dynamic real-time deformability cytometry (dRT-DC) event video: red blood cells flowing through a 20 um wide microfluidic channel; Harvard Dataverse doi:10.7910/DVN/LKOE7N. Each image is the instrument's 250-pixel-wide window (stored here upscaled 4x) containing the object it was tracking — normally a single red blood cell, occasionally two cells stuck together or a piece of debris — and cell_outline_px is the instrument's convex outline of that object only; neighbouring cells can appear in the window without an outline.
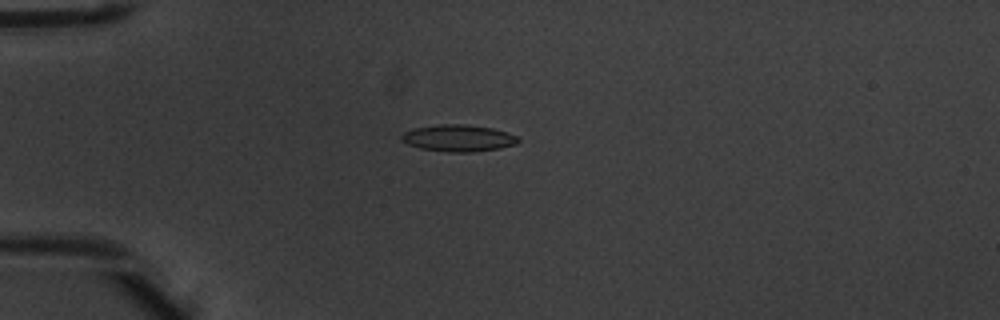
{"species": "common noctule bat (a hibernating species)", "species_latin": "Nyctalus noctula", "temperature_condition": "warm", "stored_images_in_passage": 4, "camera_frame_rate_fps": 3000, "um_per_image_px": 0.085, "animal": {"sex": "male", "body_mass_g": 20.1, "forearm_length_mm": 53.5}, "frame": {"image": 1, "passage_image": 4, "time_ms": 1.0, "image_size_px": [1000, 320], "cell_outline_px": [[520, 140], [516, 144], [500, 148], [472, 152], [448, 152], [420, 148], [408, 144], [400, 140], [400, 136], [404, 132], [416, 128], [440, 124], [464, 124], [492, 128], [508, 132], [516, 136]], "centroid_in_image_um": [38.96, 11.74], "position_along_channel_um": 46.0, "area_um2": 18.15}}